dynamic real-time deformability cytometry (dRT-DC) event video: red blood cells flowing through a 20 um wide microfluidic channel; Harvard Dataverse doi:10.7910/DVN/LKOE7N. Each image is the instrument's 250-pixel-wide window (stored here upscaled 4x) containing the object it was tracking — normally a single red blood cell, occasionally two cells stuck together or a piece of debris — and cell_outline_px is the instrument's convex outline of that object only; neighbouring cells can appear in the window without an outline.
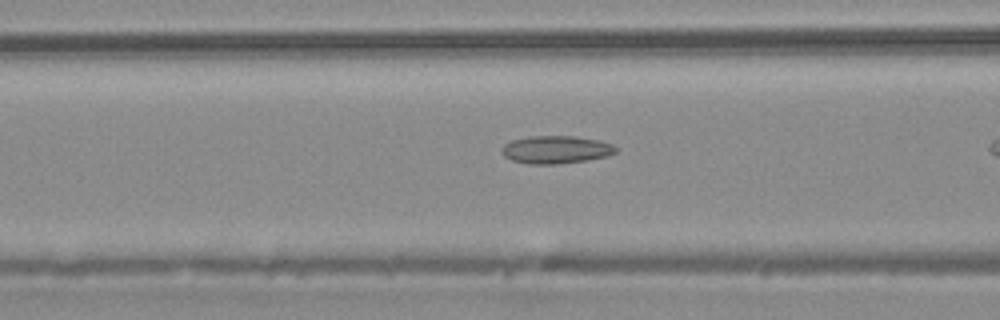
{"species": "common noctule bat (a hibernating species)", "species_latin": "Nyctalus noctula", "temperature_condition": "warm", "stored_images_in_passage": 24, "camera_frame_rate_fps": 3000, "um_per_image_px": 0.085, "animal": {"sex": "male", "body_mass_g": 20.4}, "frame": {"image": 1, "passage_image": 11, "time_ms": 3.333, "image_size_px": [1000, 320], "cell_outline_px": [[616, 152], [608, 156], [588, 160], [556, 164], [528, 164], [512, 160], [504, 156], [500, 152], [504, 144], [512, 140], [532, 136], [576, 136], [596, 140], [612, 144], [616, 148]], "centroid_in_image_um": [47.24, 12.72], "position_along_channel_um": 119.4, "area_um2": 18.44}}
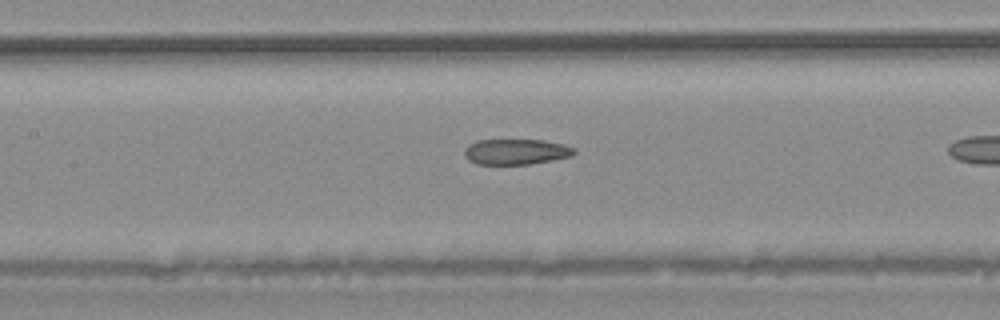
{"frame": {"image": 2, "passage_image": 14, "time_ms": 4.333, "image_size_px": [1000, 320], "cell_outline_px": [[576, 152], [572, 156], [532, 164], [476, 164], [468, 160], [464, 156], [464, 148], [468, 144], [476, 140], [544, 140], [564, 144], [576, 148]], "centroid_in_image_um": [43.86, 12.89], "position_along_channel_um": 163.5, "area_um2": 16.59}}
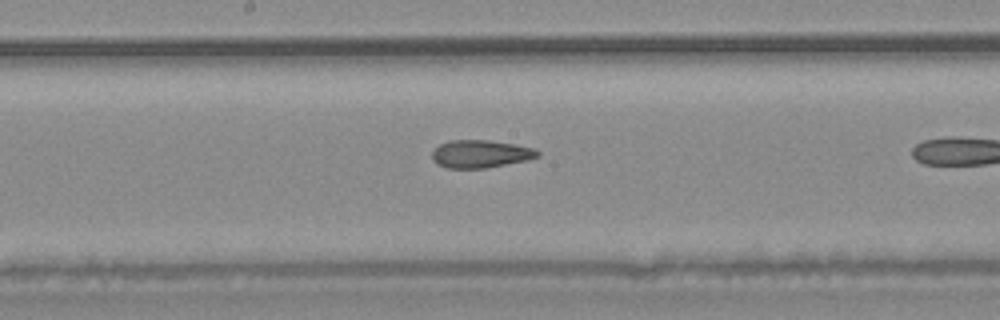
{"frame": {"image": 3, "passage_image": 17, "time_ms": 5.333, "image_size_px": [1000, 320], "cell_outline_px": [[540, 156], [528, 160], [484, 168], [448, 168], [436, 164], [432, 160], [432, 152], [440, 144], [452, 140], [488, 140], [536, 148], [540, 152]], "centroid_in_image_um": [40.86, 13.08], "position_along_channel_um": 207.3, "area_um2": 17.05}}